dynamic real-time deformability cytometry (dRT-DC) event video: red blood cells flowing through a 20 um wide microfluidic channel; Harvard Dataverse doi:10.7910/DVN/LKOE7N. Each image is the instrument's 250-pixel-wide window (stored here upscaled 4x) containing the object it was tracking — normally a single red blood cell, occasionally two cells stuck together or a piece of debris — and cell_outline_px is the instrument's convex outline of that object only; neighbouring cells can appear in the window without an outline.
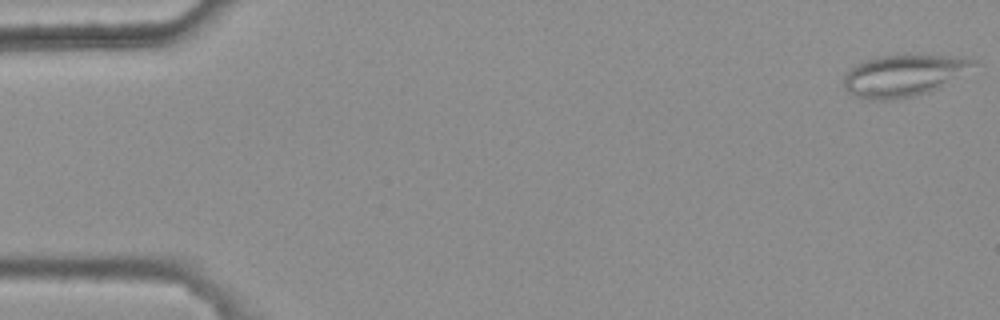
{"species": "common noctule bat (a hibernating species)", "species_latin": "Nyctalus noctula", "temperature_condition": "warm", "stored_images_in_passage": 4, "camera_frame_rate_fps": 3000, "um_per_image_px": 0.085, "animal": {"sex": "female", "body_mass_g": 25.1}, "frame": {"image": 1, "passage_image": 1, "time_ms": 0.0, "image_size_px": [1000, 320], "cell_outline_px": [[976, 64], [936, 88], [928, 92], [912, 96], [888, 100], [860, 100], [848, 92], [844, 88], [844, 76], [848, 68], [864, 60], [880, 56], [904, 52], [908, 52], [952, 56], [976, 60]], "centroid_in_image_um": [76.69, 6.38], "position_along_channel_um": 8.3, "area_um2": 31.91}}